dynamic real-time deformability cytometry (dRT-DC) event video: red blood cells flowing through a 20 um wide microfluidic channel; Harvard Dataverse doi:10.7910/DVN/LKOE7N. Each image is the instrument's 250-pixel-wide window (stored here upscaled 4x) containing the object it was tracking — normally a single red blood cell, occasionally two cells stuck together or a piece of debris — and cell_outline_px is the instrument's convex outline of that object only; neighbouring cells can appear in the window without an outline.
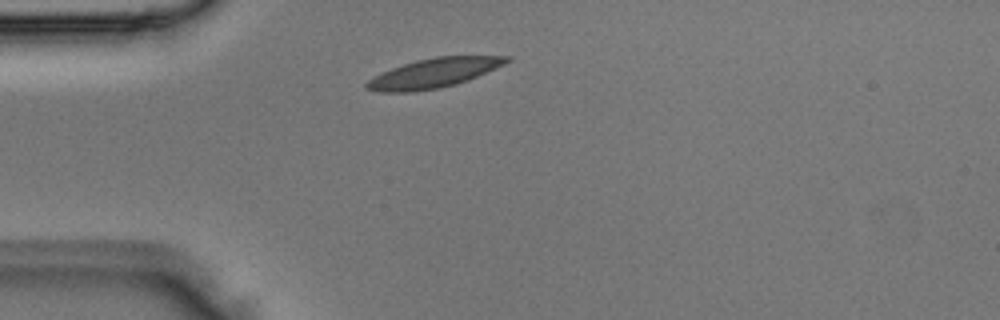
{"species": "Egyptian fruit bat (a non-hibernating species)", "species_latin": "Rousettus aegyptiacus", "temperature_condition": "room temperature", "stored_images_in_passage": 2, "segment_of_instrument_passage": [2, 2], "camera_frame_rate_fps": 3000, "um_per_image_px": 0.085, "animal": {"sex": "male"}, "frame": {"image": 1, "passage_image": 2, "time_ms": 0.333, "image_size_px": [1000, 320], "cell_outline_px": [[512, 60], [504, 64], [468, 80], [456, 84], [436, 88], [412, 92], [380, 92], [364, 88], [364, 84], [368, 80], [392, 68], [416, 60], [436, 56], [512, 56]], "centroid_in_image_um": [36.87, 6.21], "position_along_channel_um": 48.1, "area_um2": 23.7}}